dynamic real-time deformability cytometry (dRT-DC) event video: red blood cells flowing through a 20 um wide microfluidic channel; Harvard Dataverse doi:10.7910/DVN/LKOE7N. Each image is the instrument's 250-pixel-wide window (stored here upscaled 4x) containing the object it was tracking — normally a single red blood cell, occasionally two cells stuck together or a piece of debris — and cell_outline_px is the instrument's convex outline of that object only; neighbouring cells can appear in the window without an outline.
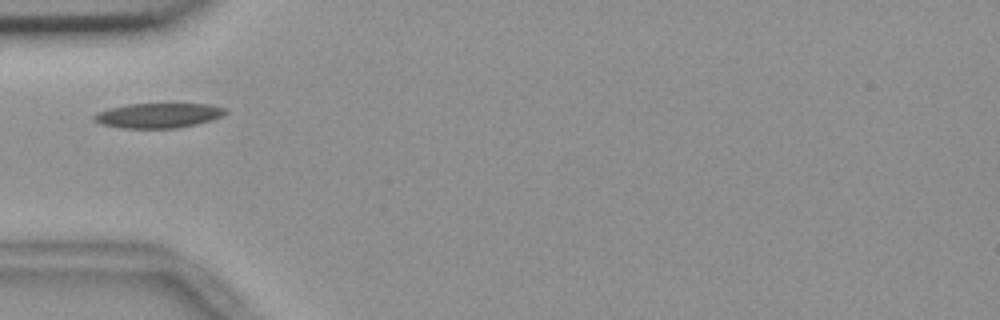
{"species": "common noctule bat (a hibernating species)", "species_latin": "Nyctalus noctula", "temperature_condition": "room temperature", "stored_images_in_passage": 1, "camera_frame_rate_fps": 3000, "um_per_image_px": 0.085, "animal": {"sex": "female", "body_mass_g": 18.4}, "frame": {"image": 1, "passage_image": 1, "time_ms": 0.0, "image_size_px": [1000, 320], "cell_outline_px": [[228, 112], [212, 120], [196, 124], [176, 128], [120, 128], [100, 124], [92, 120], [92, 116], [96, 112], [108, 108], [128, 104], [208, 104], [228, 108]], "centroid_in_image_um": [13.42, 9.81], "position_along_channel_um": 71.6, "area_um2": 19.19}}